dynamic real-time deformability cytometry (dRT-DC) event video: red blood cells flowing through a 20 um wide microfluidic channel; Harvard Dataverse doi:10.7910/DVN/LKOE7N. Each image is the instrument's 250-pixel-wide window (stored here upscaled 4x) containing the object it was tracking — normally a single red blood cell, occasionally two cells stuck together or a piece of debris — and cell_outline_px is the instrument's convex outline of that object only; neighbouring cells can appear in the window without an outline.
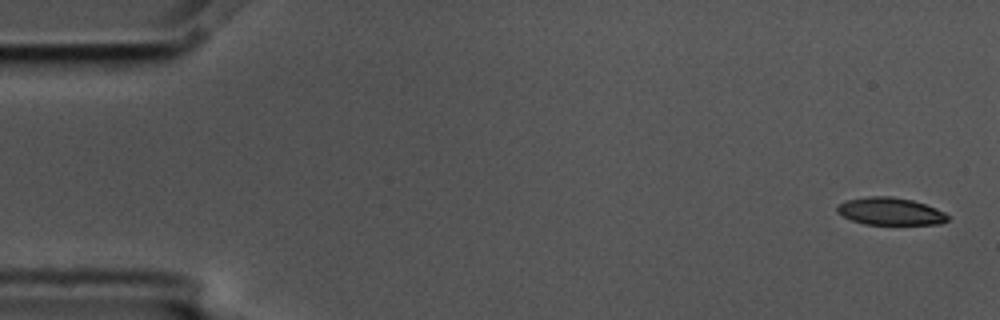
{"species": "common noctule bat (a hibernating species)", "species_latin": "Nyctalus noctula", "temperature_condition": "cold", "stored_images_in_passage": 4, "camera_frame_rate_fps": 3000, "um_per_image_px": 0.085, "animal": {"sex": "male", "body_mass_g": 17.5, "forearm_length_mm": 52.3}, "frame": {"image": 1, "passage_image": 1, "time_ms": 0.0, "image_size_px": [1000, 320], "cell_outline_px": [[948, 220], [940, 224], [864, 224], [852, 220], [836, 212], [836, 208], [840, 204], [848, 200], [868, 196], [892, 196], [912, 200], [936, 208], [944, 212], [948, 216]], "centroid_in_image_um": [75.68, 17.96], "position_along_channel_um": 9.3, "area_um2": 17.51}}